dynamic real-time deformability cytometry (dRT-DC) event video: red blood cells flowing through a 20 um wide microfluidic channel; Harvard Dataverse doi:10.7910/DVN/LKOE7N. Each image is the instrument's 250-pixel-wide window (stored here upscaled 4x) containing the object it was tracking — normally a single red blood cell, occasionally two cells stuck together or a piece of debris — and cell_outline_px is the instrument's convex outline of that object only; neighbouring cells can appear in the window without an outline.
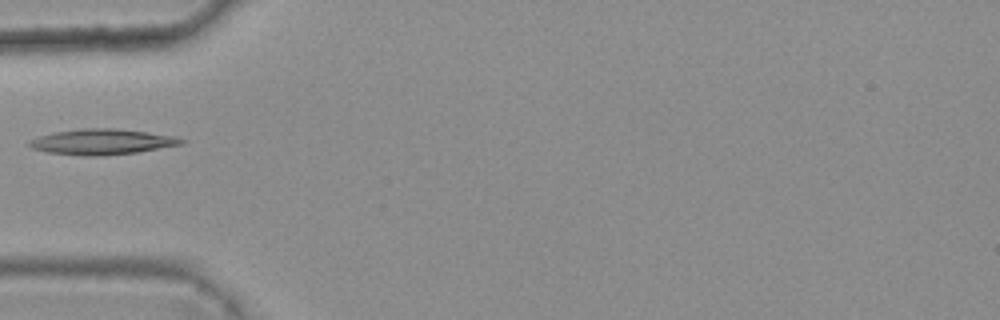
{"species": "common noctule bat (a hibernating species)", "species_latin": "Nyctalus noctula", "temperature_condition": "warm", "stored_images_in_passage": 4, "camera_frame_rate_fps": 3000, "um_per_image_px": 0.085, "animal": {"sex": "female", "body_mass_g": 25.1}, "frame": {"image": 1, "passage_image": 4, "time_ms": 1.0, "image_size_px": [1000, 320], "cell_outline_px": [[188, 140], [184, 144], [136, 152], [100, 156], [84, 156], [48, 152], [32, 148], [28, 144], [28, 140], [40, 136], [56, 132], [80, 128], [116, 128], [148, 132], [176, 136]], "centroid_in_image_um": [8.72, 12.05], "position_along_channel_um": 76.3, "area_um2": 22.72}}